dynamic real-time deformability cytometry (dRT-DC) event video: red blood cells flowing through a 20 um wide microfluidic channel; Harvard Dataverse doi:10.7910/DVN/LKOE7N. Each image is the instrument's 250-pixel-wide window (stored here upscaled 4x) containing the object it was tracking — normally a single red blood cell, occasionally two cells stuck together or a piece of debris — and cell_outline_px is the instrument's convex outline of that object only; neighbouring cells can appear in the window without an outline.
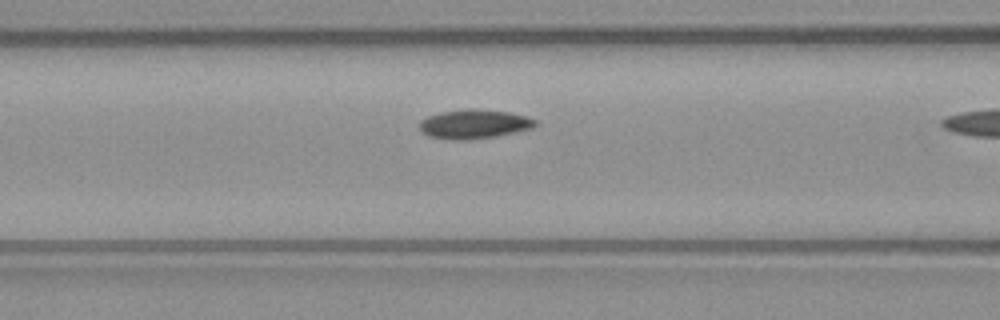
{"species": "common noctule bat (a hibernating species)", "species_latin": "Nyctalus noctula", "temperature_condition": "warm", "stored_images_in_passage": 10, "camera_frame_rate_fps": 3000, "um_per_image_px": 0.085, "animal": {"sex": "male", "body_mass_g": 23.1, "forearm_length_mm": 52.7}, "frame": {"image": 1, "passage_image": 9, "time_ms": 2.667, "image_size_px": [1000, 320], "cell_outline_px": [[536, 124], [532, 128], [516, 132], [496, 136], [464, 140], [456, 140], [428, 136], [420, 128], [420, 120], [428, 116], [440, 112], [468, 108], [472, 108], [508, 112], [524, 116], [536, 120]], "centroid_in_image_um": [40.29, 10.54], "position_along_channel_um": 126.3, "area_um2": 19.48}}